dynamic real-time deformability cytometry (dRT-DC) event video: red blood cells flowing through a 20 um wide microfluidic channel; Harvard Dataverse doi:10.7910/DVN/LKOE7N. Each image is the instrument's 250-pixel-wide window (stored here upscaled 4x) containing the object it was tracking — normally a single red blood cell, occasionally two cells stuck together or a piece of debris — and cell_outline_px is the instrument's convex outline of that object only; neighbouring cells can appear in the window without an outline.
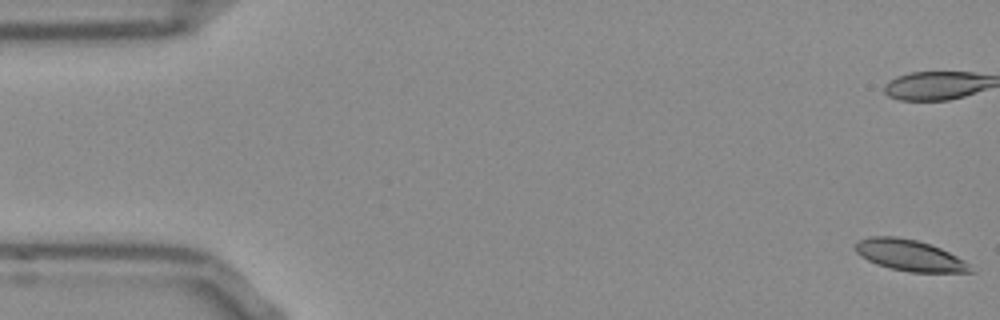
{"species": "Egyptian fruit bat (a non-hibernating species)", "species_latin": "Rousettus aegyptiacus", "temperature_condition": "room temperature", "stored_images_in_passage": 53, "camera_frame_rate_fps": 3000, "um_per_image_px": 0.085, "frame": {"image": 1, "passage_image": 1, "time_ms": 0.0, "image_size_px": [1000, 320], "cell_outline_px": [[976, 272], [912, 272], [892, 268], [876, 264], [860, 256], [856, 252], [856, 244], [860, 240], [868, 236], [896, 236], [916, 240], [940, 248], [972, 264]], "centroid_in_image_um": [77.35, 21.71], "position_along_channel_um": 7.6, "area_um2": 20.81}}